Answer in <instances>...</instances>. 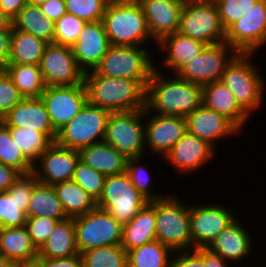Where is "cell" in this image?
Listing matches in <instances>:
<instances>
[{"instance_id": "836d02e7", "label": "cell", "mask_w": 266, "mask_h": 267, "mask_svg": "<svg viewBox=\"0 0 266 267\" xmlns=\"http://www.w3.org/2000/svg\"><path fill=\"white\" fill-rule=\"evenodd\" d=\"M47 45L42 39L13 29L8 64L39 65Z\"/></svg>"}, {"instance_id": "e575fe53", "label": "cell", "mask_w": 266, "mask_h": 267, "mask_svg": "<svg viewBox=\"0 0 266 267\" xmlns=\"http://www.w3.org/2000/svg\"><path fill=\"white\" fill-rule=\"evenodd\" d=\"M3 70L24 98L40 97L46 89L39 65L7 64Z\"/></svg>"}, {"instance_id": "91938a15", "label": "cell", "mask_w": 266, "mask_h": 267, "mask_svg": "<svg viewBox=\"0 0 266 267\" xmlns=\"http://www.w3.org/2000/svg\"><path fill=\"white\" fill-rule=\"evenodd\" d=\"M14 263L0 254V267H13Z\"/></svg>"}, {"instance_id": "6125c7cd", "label": "cell", "mask_w": 266, "mask_h": 267, "mask_svg": "<svg viewBox=\"0 0 266 267\" xmlns=\"http://www.w3.org/2000/svg\"><path fill=\"white\" fill-rule=\"evenodd\" d=\"M49 0H28V3L29 4H32V5H38L40 6L41 4L47 2Z\"/></svg>"}, {"instance_id": "f6af8a7d", "label": "cell", "mask_w": 266, "mask_h": 267, "mask_svg": "<svg viewBox=\"0 0 266 267\" xmlns=\"http://www.w3.org/2000/svg\"><path fill=\"white\" fill-rule=\"evenodd\" d=\"M85 24L86 22L77 16L66 13L55 22V43L72 47Z\"/></svg>"}, {"instance_id": "74e56055", "label": "cell", "mask_w": 266, "mask_h": 267, "mask_svg": "<svg viewBox=\"0 0 266 267\" xmlns=\"http://www.w3.org/2000/svg\"><path fill=\"white\" fill-rule=\"evenodd\" d=\"M80 255L83 267H127V252L120 244L93 248Z\"/></svg>"}, {"instance_id": "2e32d148", "label": "cell", "mask_w": 266, "mask_h": 267, "mask_svg": "<svg viewBox=\"0 0 266 267\" xmlns=\"http://www.w3.org/2000/svg\"><path fill=\"white\" fill-rule=\"evenodd\" d=\"M225 42L238 53H255L266 44V0H259L226 30Z\"/></svg>"}, {"instance_id": "681fc988", "label": "cell", "mask_w": 266, "mask_h": 267, "mask_svg": "<svg viewBox=\"0 0 266 267\" xmlns=\"http://www.w3.org/2000/svg\"><path fill=\"white\" fill-rule=\"evenodd\" d=\"M171 267H204V248L173 253Z\"/></svg>"}, {"instance_id": "9f6ffc18", "label": "cell", "mask_w": 266, "mask_h": 267, "mask_svg": "<svg viewBox=\"0 0 266 267\" xmlns=\"http://www.w3.org/2000/svg\"><path fill=\"white\" fill-rule=\"evenodd\" d=\"M227 263L228 261L213 253L208 248H204V267H231Z\"/></svg>"}, {"instance_id": "ab89813d", "label": "cell", "mask_w": 266, "mask_h": 267, "mask_svg": "<svg viewBox=\"0 0 266 267\" xmlns=\"http://www.w3.org/2000/svg\"><path fill=\"white\" fill-rule=\"evenodd\" d=\"M141 161H143L142 156L128 158L127 162L126 173L128 174L135 189L144 195L149 201L165 198L168 193H163V195L162 193L158 194L153 190V187H151L153 183L151 180L152 175L150 171L145 168V165H141L143 164Z\"/></svg>"}, {"instance_id": "cb8c5ba5", "label": "cell", "mask_w": 266, "mask_h": 267, "mask_svg": "<svg viewBox=\"0 0 266 267\" xmlns=\"http://www.w3.org/2000/svg\"><path fill=\"white\" fill-rule=\"evenodd\" d=\"M246 224H242L237 218L227 228L223 229L207 247L224 260L237 264L242 259H247L253 253V241L251 233L247 232ZM253 246V247H252Z\"/></svg>"}, {"instance_id": "7c38bea8", "label": "cell", "mask_w": 266, "mask_h": 267, "mask_svg": "<svg viewBox=\"0 0 266 267\" xmlns=\"http://www.w3.org/2000/svg\"><path fill=\"white\" fill-rule=\"evenodd\" d=\"M189 217L192 250L207 248L223 229L238 218L232 209L218 202L189 205Z\"/></svg>"}, {"instance_id": "94428289", "label": "cell", "mask_w": 266, "mask_h": 267, "mask_svg": "<svg viewBox=\"0 0 266 267\" xmlns=\"http://www.w3.org/2000/svg\"><path fill=\"white\" fill-rule=\"evenodd\" d=\"M210 1H214V0H181L183 5L195 4V3H204V2H210Z\"/></svg>"}, {"instance_id": "e0dca14e", "label": "cell", "mask_w": 266, "mask_h": 267, "mask_svg": "<svg viewBox=\"0 0 266 267\" xmlns=\"http://www.w3.org/2000/svg\"><path fill=\"white\" fill-rule=\"evenodd\" d=\"M79 160V150L53 142L33 164V173L39 182L54 186L72 180Z\"/></svg>"}, {"instance_id": "c3c4849f", "label": "cell", "mask_w": 266, "mask_h": 267, "mask_svg": "<svg viewBox=\"0 0 266 267\" xmlns=\"http://www.w3.org/2000/svg\"><path fill=\"white\" fill-rule=\"evenodd\" d=\"M37 178L33 172L27 174H20V176L14 181L7 192L15 197L21 206V210L27 213V208L31 198V194L34 188V184L37 182Z\"/></svg>"}, {"instance_id": "8fae6325", "label": "cell", "mask_w": 266, "mask_h": 267, "mask_svg": "<svg viewBox=\"0 0 266 267\" xmlns=\"http://www.w3.org/2000/svg\"><path fill=\"white\" fill-rule=\"evenodd\" d=\"M177 32L208 46L225 42L226 36L214 1L183 5Z\"/></svg>"}, {"instance_id": "8992f818", "label": "cell", "mask_w": 266, "mask_h": 267, "mask_svg": "<svg viewBox=\"0 0 266 267\" xmlns=\"http://www.w3.org/2000/svg\"><path fill=\"white\" fill-rule=\"evenodd\" d=\"M151 51L147 47L110 45L94 71L101 76L139 80L146 87L156 65Z\"/></svg>"}, {"instance_id": "1f68e13d", "label": "cell", "mask_w": 266, "mask_h": 267, "mask_svg": "<svg viewBox=\"0 0 266 267\" xmlns=\"http://www.w3.org/2000/svg\"><path fill=\"white\" fill-rule=\"evenodd\" d=\"M68 218H75L97 207V201L73 180L53 186Z\"/></svg>"}, {"instance_id": "30bf717a", "label": "cell", "mask_w": 266, "mask_h": 267, "mask_svg": "<svg viewBox=\"0 0 266 267\" xmlns=\"http://www.w3.org/2000/svg\"><path fill=\"white\" fill-rule=\"evenodd\" d=\"M79 252L102 246L119 245L123 225L99 207L73 218Z\"/></svg>"}, {"instance_id": "4316f807", "label": "cell", "mask_w": 266, "mask_h": 267, "mask_svg": "<svg viewBox=\"0 0 266 267\" xmlns=\"http://www.w3.org/2000/svg\"><path fill=\"white\" fill-rule=\"evenodd\" d=\"M156 240V200L149 201L129 222L123 224L120 245L127 252Z\"/></svg>"}, {"instance_id": "d6a6232c", "label": "cell", "mask_w": 266, "mask_h": 267, "mask_svg": "<svg viewBox=\"0 0 266 267\" xmlns=\"http://www.w3.org/2000/svg\"><path fill=\"white\" fill-rule=\"evenodd\" d=\"M26 214L27 217L46 216L59 222L68 219L53 186L39 181L34 184Z\"/></svg>"}, {"instance_id": "ee69618b", "label": "cell", "mask_w": 266, "mask_h": 267, "mask_svg": "<svg viewBox=\"0 0 266 267\" xmlns=\"http://www.w3.org/2000/svg\"><path fill=\"white\" fill-rule=\"evenodd\" d=\"M259 0H214L225 30L244 17Z\"/></svg>"}, {"instance_id": "52a82bcc", "label": "cell", "mask_w": 266, "mask_h": 267, "mask_svg": "<svg viewBox=\"0 0 266 267\" xmlns=\"http://www.w3.org/2000/svg\"><path fill=\"white\" fill-rule=\"evenodd\" d=\"M104 142L127 158L145 159V109L110 113Z\"/></svg>"}, {"instance_id": "7dc6e473", "label": "cell", "mask_w": 266, "mask_h": 267, "mask_svg": "<svg viewBox=\"0 0 266 267\" xmlns=\"http://www.w3.org/2000/svg\"><path fill=\"white\" fill-rule=\"evenodd\" d=\"M23 99L11 78L0 69V120Z\"/></svg>"}, {"instance_id": "680465c9", "label": "cell", "mask_w": 266, "mask_h": 267, "mask_svg": "<svg viewBox=\"0 0 266 267\" xmlns=\"http://www.w3.org/2000/svg\"><path fill=\"white\" fill-rule=\"evenodd\" d=\"M12 27V20L0 11V31L9 30Z\"/></svg>"}, {"instance_id": "4fadbf2b", "label": "cell", "mask_w": 266, "mask_h": 267, "mask_svg": "<svg viewBox=\"0 0 266 267\" xmlns=\"http://www.w3.org/2000/svg\"><path fill=\"white\" fill-rule=\"evenodd\" d=\"M237 54L238 52L227 42L209 45L176 75L180 79L199 85L220 80L227 65Z\"/></svg>"}, {"instance_id": "603a6c76", "label": "cell", "mask_w": 266, "mask_h": 267, "mask_svg": "<svg viewBox=\"0 0 266 267\" xmlns=\"http://www.w3.org/2000/svg\"><path fill=\"white\" fill-rule=\"evenodd\" d=\"M7 127L28 128L45 133L53 142L57 132L53 129L45 104L40 97L24 98L1 120Z\"/></svg>"}, {"instance_id": "3957f363", "label": "cell", "mask_w": 266, "mask_h": 267, "mask_svg": "<svg viewBox=\"0 0 266 267\" xmlns=\"http://www.w3.org/2000/svg\"><path fill=\"white\" fill-rule=\"evenodd\" d=\"M102 22L111 45L145 47L149 41L156 43L137 0H110Z\"/></svg>"}, {"instance_id": "8d00e7d4", "label": "cell", "mask_w": 266, "mask_h": 267, "mask_svg": "<svg viewBox=\"0 0 266 267\" xmlns=\"http://www.w3.org/2000/svg\"><path fill=\"white\" fill-rule=\"evenodd\" d=\"M13 141L23 155L34 164L39 156L53 143L45 134L28 128L8 127Z\"/></svg>"}, {"instance_id": "7bdbcfd3", "label": "cell", "mask_w": 266, "mask_h": 267, "mask_svg": "<svg viewBox=\"0 0 266 267\" xmlns=\"http://www.w3.org/2000/svg\"><path fill=\"white\" fill-rule=\"evenodd\" d=\"M27 214L15 197L7 191L0 192V228H13L25 226Z\"/></svg>"}, {"instance_id": "83f0119b", "label": "cell", "mask_w": 266, "mask_h": 267, "mask_svg": "<svg viewBox=\"0 0 266 267\" xmlns=\"http://www.w3.org/2000/svg\"><path fill=\"white\" fill-rule=\"evenodd\" d=\"M79 153L80 160L106 176L126 172L128 158L104 141L83 147Z\"/></svg>"}, {"instance_id": "816d5d0a", "label": "cell", "mask_w": 266, "mask_h": 267, "mask_svg": "<svg viewBox=\"0 0 266 267\" xmlns=\"http://www.w3.org/2000/svg\"><path fill=\"white\" fill-rule=\"evenodd\" d=\"M44 267H83V259L80 254L68 258L39 257Z\"/></svg>"}, {"instance_id": "f546056e", "label": "cell", "mask_w": 266, "mask_h": 267, "mask_svg": "<svg viewBox=\"0 0 266 267\" xmlns=\"http://www.w3.org/2000/svg\"><path fill=\"white\" fill-rule=\"evenodd\" d=\"M0 254L18 263L37 258L38 250L25 226L0 228Z\"/></svg>"}, {"instance_id": "ffe728a7", "label": "cell", "mask_w": 266, "mask_h": 267, "mask_svg": "<svg viewBox=\"0 0 266 267\" xmlns=\"http://www.w3.org/2000/svg\"><path fill=\"white\" fill-rule=\"evenodd\" d=\"M142 6L151 38L159 43L178 31L183 8L181 0H137Z\"/></svg>"}, {"instance_id": "b9f144b4", "label": "cell", "mask_w": 266, "mask_h": 267, "mask_svg": "<svg viewBox=\"0 0 266 267\" xmlns=\"http://www.w3.org/2000/svg\"><path fill=\"white\" fill-rule=\"evenodd\" d=\"M110 0H65L67 13L87 22L102 20Z\"/></svg>"}, {"instance_id": "f1b7e54d", "label": "cell", "mask_w": 266, "mask_h": 267, "mask_svg": "<svg viewBox=\"0 0 266 267\" xmlns=\"http://www.w3.org/2000/svg\"><path fill=\"white\" fill-rule=\"evenodd\" d=\"M78 254L73 218L58 222L38 251V257L46 258H68Z\"/></svg>"}, {"instance_id": "bcb514c9", "label": "cell", "mask_w": 266, "mask_h": 267, "mask_svg": "<svg viewBox=\"0 0 266 267\" xmlns=\"http://www.w3.org/2000/svg\"><path fill=\"white\" fill-rule=\"evenodd\" d=\"M58 220L46 216L27 217L25 227L34 247L39 251L46 243Z\"/></svg>"}, {"instance_id": "6f0895ef", "label": "cell", "mask_w": 266, "mask_h": 267, "mask_svg": "<svg viewBox=\"0 0 266 267\" xmlns=\"http://www.w3.org/2000/svg\"><path fill=\"white\" fill-rule=\"evenodd\" d=\"M13 267H44L43 261L37 257L31 260L14 263Z\"/></svg>"}, {"instance_id": "db71d44e", "label": "cell", "mask_w": 266, "mask_h": 267, "mask_svg": "<svg viewBox=\"0 0 266 267\" xmlns=\"http://www.w3.org/2000/svg\"><path fill=\"white\" fill-rule=\"evenodd\" d=\"M13 28L0 31V69H3L10 59L11 35Z\"/></svg>"}, {"instance_id": "d4e9b609", "label": "cell", "mask_w": 266, "mask_h": 267, "mask_svg": "<svg viewBox=\"0 0 266 267\" xmlns=\"http://www.w3.org/2000/svg\"><path fill=\"white\" fill-rule=\"evenodd\" d=\"M202 104L224 115L241 132L250 118L239 106L232 92L220 80L202 85Z\"/></svg>"}, {"instance_id": "277c9868", "label": "cell", "mask_w": 266, "mask_h": 267, "mask_svg": "<svg viewBox=\"0 0 266 267\" xmlns=\"http://www.w3.org/2000/svg\"><path fill=\"white\" fill-rule=\"evenodd\" d=\"M253 55L255 54L238 53L227 65L220 79L250 117L263 105L266 87L263 74H260L254 60H251Z\"/></svg>"}, {"instance_id": "484cf974", "label": "cell", "mask_w": 266, "mask_h": 267, "mask_svg": "<svg viewBox=\"0 0 266 267\" xmlns=\"http://www.w3.org/2000/svg\"><path fill=\"white\" fill-rule=\"evenodd\" d=\"M157 44L156 49L165 53L161 64L172 70L171 75H176L208 46L179 32L164 37Z\"/></svg>"}, {"instance_id": "4dcf8cb0", "label": "cell", "mask_w": 266, "mask_h": 267, "mask_svg": "<svg viewBox=\"0 0 266 267\" xmlns=\"http://www.w3.org/2000/svg\"><path fill=\"white\" fill-rule=\"evenodd\" d=\"M12 28L55 43V22L45 17L38 5L27 3L13 18Z\"/></svg>"}, {"instance_id": "f5cc1de1", "label": "cell", "mask_w": 266, "mask_h": 267, "mask_svg": "<svg viewBox=\"0 0 266 267\" xmlns=\"http://www.w3.org/2000/svg\"><path fill=\"white\" fill-rule=\"evenodd\" d=\"M20 174L15 168L0 162V192H6Z\"/></svg>"}, {"instance_id": "f907efd6", "label": "cell", "mask_w": 266, "mask_h": 267, "mask_svg": "<svg viewBox=\"0 0 266 267\" xmlns=\"http://www.w3.org/2000/svg\"><path fill=\"white\" fill-rule=\"evenodd\" d=\"M40 8L43 15L54 22L61 19L67 13L65 0H49L41 4Z\"/></svg>"}, {"instance_id": "f35d334b", "label": "cell", "mask_w": 266, "mask_h": 267, "mask_svg": "<svg viewBox=\"0 0 266 267\" xmlns=\"http://www.w3.org/2000/svg\"><path fill=\"white\" fill-rule=\"evenodd\" d=\"M0 162L21 174L33 172V164L23 155L13 141L9 128L0 120Z\"/></svg>"}, {"instance_id": "ac0fdd59", "label": "cell", "mask_w": 266, "mask_h": 267, "mask_svg": "<svg viewBox=\"0 0 266 267\" xmlns=\"http://www.w3.org/2000/svg\"><path fill=\"white\" fill-rule=\"evenodd\" d=\"M145 149L163 157L188 131L186 117L165 116L145 109ZM148 149V150H147Z\"/></svg>"}, {"instance_id": "11a10c76", "label": "cell", "mask_w": 266, "mask_h": 267, "mask_svg": "<svg viewBox=\"0 0 266 267\" xmlns=\"http://www.w3.org/2000/svg\"><path fill=\"white\" fill-rule=\"evenodd\" d=\"M27 3L28 0H0V11L13 20Z\"/></svg>"}, {"instance_id": "5bb4252c", "label": "cell", "mask_w": 266, "mask_h": 267, "mask_svg": "<svg viewBox=\"0 0 266 267\" xmlns=\"http://www.w3.org/2000/svg\"><path fill=\"white\" fill-rule=\"evenodd\" d=\"M39 66L46 86H72L84 81L85 72L78 66L70 46L49 43Z\"/></svg>"}, {"instance_id": "9c48e42d", "label": "cell", "mask_w": 266, "mask_h": 267, "mask_svg": "<svg viewBox=\"0 0 266 267\" xmlns=\"http://www.w3.org/2000/svg\"><path fill=\"white\" fill-rule=\"evenodd\" d=\"M149 200L137 191L126 172L106 176L97 207L106 210L122 225L132 220Z\"/></svg>"}, {"instance_id": "7a4b0ae2", "label": "cell", "mask_w": 266, "mask_h": 267, "mask_svg": "<svg viewBox=\"0 0 266 267\" xmlns=\"http://www.w3.org/2000/svg\"><path fill=\"white\" fill-rule=\"evenodd\" d=\"M83 82L91 105L110 113L145 109L146 87L139 80L101 76L91 70L85 72Z\"/></svg>"}, {"instance_id": "7402d4cb", "label": "cell", "mask_w": 266, "mask_h": 267, "mask_svg": "<svg viewBox=\"0 0 266 267\" xmlns=\"http://www.w3.org/2000/svg\"><path fill=\"white\" fill-rule=\"evenodd\" d=\"M102 20L87 22L72 46L78 66L84 71L94 70L110 47Z\"/></svg>"}, {"instance_id": "d6986e66", "label": "cell", "mask_w": 266, "mask_h": 267, "mask_svg": "<svg viewBox=\"0 0 266 267\" xmlns=\"http://www.w3.org/2000/svg\"><path fill=\"white\" fill-rule=\"evenodd\" d=\"M216 150L217 148L206 140L199 139L187 131L163 159L167 164H171L178 174L188 175L210 163L216 157Z\"/></svg>"}, {"instance_id": "ba28073f", "label": "cell", "mask_w": 266, "mask_h": 267, "mask_svg": "<svg viewBox=\"0 0 266 267\" xmlns=\"http://www.w3.org/2000/svg\"><path fill=\"white\" fill-rule=\"evenodd\" d=\"M110 112L88 102L79 113L57 132L56 143L65 148L80 150L103 142Z\"/></svg>"}, {"instance_id": "9a60e30c", "label": "cell", "mask_w": 266, "mask_h": 267, "mask_svg": "<svg viewBox=\"0 0 266 267\" xmlns=\"http://www.w3.org/2000/svg\"><path fill=\"white\" fill-rule=\"evenodd\" d=\"M40 98L56 132L68 124L88 102L84 82L72 86H46Z\"/></svg>"}, {"instance_id": "44dd1931", "label": "cell", "mask_w": 266, "mask_h": 267, "mask_svg": "<svg viewBox=\"0 0 266 267\" xmlns=\"http://www.w3.org/2000/svg\"><path fill=\"white\" fill-rule=\"evenodd\" d=\"M188 132L206 140L216 148V142L241 134V131L224 115L201 104L187 117Z\"/></svg>"}, {"instance_id": "6da1fadb", "label": "cell", "mask_w": 266, "mask_h": 267, "mask_svg": "<svg viewBox=\"0 0 266 267\" xmlns=\"http://www.w3.org/2000/svg\"><path fill=\"white\" fill-rule=\"evenodd\" d=\"M162 72L157 63L146 86L145 109L158 115L187 117L202 104V85Z\"/></svg>"}, {"instance_id": "60d3db41", "label": "cell", "mask_w": 266, "mask_h": 267, "mask_svg": "<svg viewBox=\"0 0 266 267\" xmlns=\"http://www.w3.org/2000/svg\"><path fill=\"white\" fill-rule=\"evenodd\" d=\"M106 175L86 165L82 160L76 165L72 180L81 186L96 201L103 193Z\"/></svg>"}, {"instance_id": "d590c367", "label": "cell", "mask_w": 266, "mask_h": 267, "mask_svg": "<svg viewBox=\"0 0 266 267\" xmlns=\"http://www.w3.org/2000/svg\"><path fill=\"white\" fill-rule=\"evenodd\" d=\"M173 251L158 240L127 251V267H171Z\"/></svg>"}, {"instance_id": "5b68a950", "label": "cell", "mask_w": 266, "mask_h": 267, "mask_svg": "<svg viewBox=\"0 0 266 267\" xmlns=\"http://www.w3.org/2000/svg\"><path fill=\"white\" fill-rule=\"evenodd\" d=\"M156 240L173 252L192 250L189 205L177 195L156 200Z\"/></svg>"}]
</instances>
